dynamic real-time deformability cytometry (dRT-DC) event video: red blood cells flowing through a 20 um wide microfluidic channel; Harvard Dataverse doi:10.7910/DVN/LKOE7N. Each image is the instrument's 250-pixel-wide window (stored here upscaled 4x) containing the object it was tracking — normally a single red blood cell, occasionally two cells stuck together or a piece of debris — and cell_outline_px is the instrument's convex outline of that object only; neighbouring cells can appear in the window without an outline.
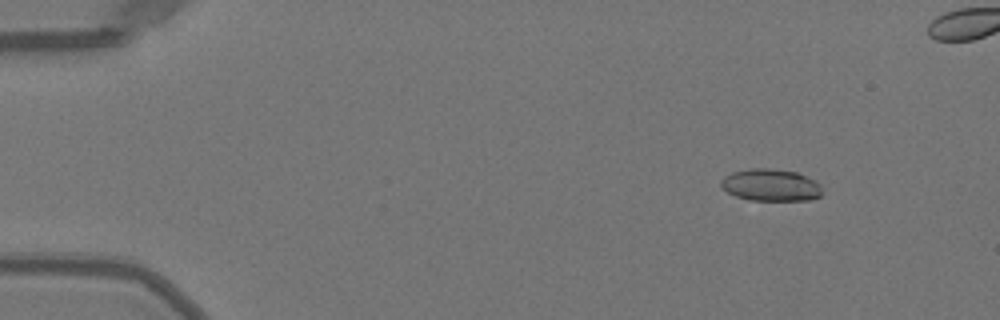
{"species": "Egyptian fruit bat (a non-hibernating species)", "species_latin": "Rousettus aegyptiacus", "temperature_condition": "warm", "stored_images_in_passage": 46, "camera_frame_rate_fps": 3000, "um_per_image_px": 0.085, "animal": {"sex": "female"}, "frame": {"image": 1, "passage_image": 4, "time_ms": 1.0, "image_size_px": [1000, 320], "cell_outline_px": [[820, 196], [812, 200], [748, 200], [736, 196], [728, 192], [720, 184], [720, 180], [724, 176], [732, 172], [748, 168], [768, 168], [796, 172], [816, 180], [820, 184]], "centroid_in_image_um": [65.5, 15.72], "position_along_channel_um": 19.5, "area_um2": 18.96}}
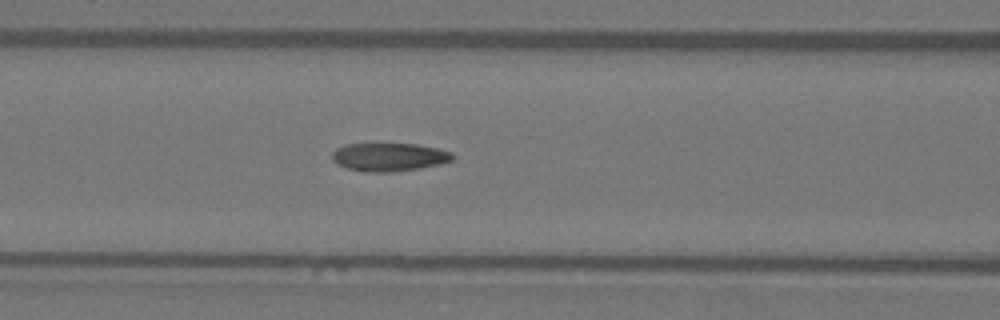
{"frame": {"image": 2, "passage_image": 20, "time_ms": 6.333, "image_size_px": [1000, 320], "cell_outline_px": [[456, 156], [452, 160], [440, 164], [420, 168], [392, 172], [364, 172], [348, 168], [336, 164], [332, 160], [332, 152], [336, 148], [344, 144], [416, 144], [436, 148], [452, 152]], "centroid_in_image_um": [33.06, 13.35], "position_along_channel_um": 133.5, "area_um2": 19.94}}
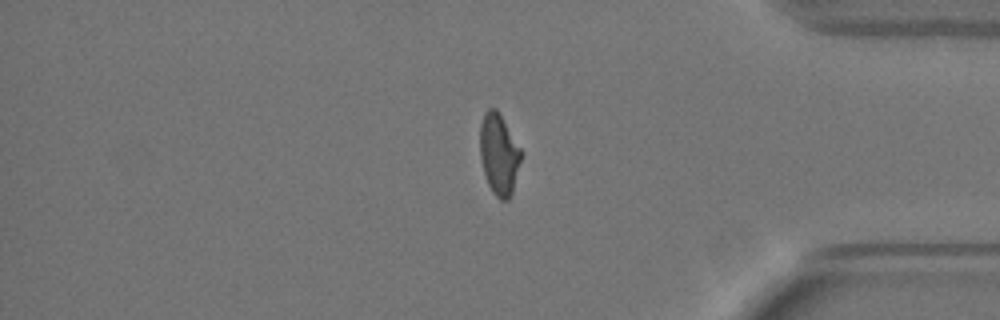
{"frame": {"image": 3, "passage_image": 41, "time_ms": 13.333, "image_size_px": [1000, 320], "cell_outline_px": [[524, 152], [512, 192], [508, 200], [500, 200], [492, 192], [488, 184], [484, 172], [480, 156], [480, 124], [484, 112], [488, 108], [496, 108], [500, 112]], "centroid_in_image_um": [42.44, 13.07], "position_along_channel_um": 392.8, "area_um2": 19.88}, "authors_computed_cell_mechanics": {"area_um2": 19.9121, "velocity_mm_per_s": 4.0202, "shape_relaxation_time_tau1_ms": 9.0033, "shape_relaxation_time_tau2_ms": 1.449, "deformation_change_tau1": 0.2574, "deformation_change_tau2": 0.0838}}